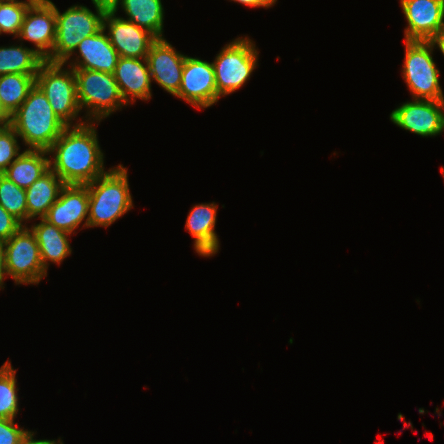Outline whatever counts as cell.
Segmentation results:
<instances>
[{"instance_id":"27","label":"cell","mask_w":444,"mask_h":444,"mask_svg":"<svg viewBox=\"0 0 444 444\" xmlns=\"http://www.w3.org/2000/svg\"><path fill=\"white\" fill-rule=\"evenodd\" d=\"M0 205L23 225L28 221L26 190L0 174Z\"/></svg>"},{"instance_id":"35","label":"cell","mask_w":444,"mask_h":444,"mask_svg":"<svg viewBox=\"0 0 444 444\" xmlns=\"http://www.w3.org/2000/svg\"><path fill=\"white\" fill-rule=\"evenodd\" d=\"M431 41L444 55V28Z\"/></svg>"},{"instance_id":"23","label":"cell","mask_w":444,"mask_h":444,"mask_svg":"<svg viewBox=\"0 0 444 444\" xmlns=\"http://www.w3.org/2000/svg\"><path fill=\"white\" fill-rule=\"evenodd\" d=\"M48 155V151L26 149L2 174L26 190L50 169Z\"/></svg>"},{"instance_id":"32","label":"cell","mask_w":444,"mask_h":444,"mask_svg":"<svg viewBox=\"0 0 444 444\" xmlns=\"http://www.w3.org/2000/svg\"><path fill=\"white\" fill-rule=\"evenodd\" d=\"M18 444H64L61 438L58 441L55 440H36L34 439V432L27 431V433L22 437Z\"/></svg>"},{"instance_id":"11","label":"cell","mask_w":444,"mask_h":444,"mask_svg":"<svg viewBox=\"0 0 444 444\" xmlns=\"http://www.w3.org/2000/svg\"><path fill=\"white\" fill-rule=\"evenodd\" d=\"M176 97L198 109L217 103L220 96L217 93L212 62L186 55L181 85Z\"/></svg>"},{"instance_id":"9","label":"cell","mask_w":444,"mask_h":444,"mask_svg":"<svg viewBox=\"0 0 444 444\" xmlns=\"http://www.w3.org/2000/svg\"><path fill=\"white\" fill-rule=\"evenodd\" d=\"M4 244L5 271L16 284H39L47 276L35 235L26 225Z\"/></svg>"},{"instance_id":"1","label":"cell","mask_w":444,"mask_h":444,"mask_svg":"<svg viewBox=\"0 0 444 444\" xmlns=\"http://www.w3.org/2000/svg\"><path fill=\"white\" fill-rule=\"evenodd\" d=\"M94 125L79 119L67 126L48 150L53 157L50 169L65 185H87L107 172Z\"/></svg>"},{"instance_id":"18","label":"cell","mask_w":444,"mask_h":444,"mask_svg":"<svg viewBox=\"0 0 444 444\" xmlns=\"http://www.w3.org/2000/svg\"><path fill=\"white\" fill-rule=\"evenodd\" d=\"M105 32L103 28L98 33L85 37L75 49L79 55L69 66L73 69H89L113 74L119 54Z\"/></svg>"},{"instance_id":"29","label":"cell","mask_w":444,"mask_h":444,"mask_svg":"<svg viewBox=\"0 0 444 444\" xmlns=\"http://www.w3.org/2000/svg\"><path fill=\"white\" fill-rule=\"evenodd\" d=\"M17 139L18 135L11 126L0 135V174L21 154Z\"/></svg>"},{"instance_id":"7","label":"cell","mask_w":444,"mask_h":444,"mask_svg":"<svg viewBox=\"0 0 444 444\" xmlns=\"http://www.w3.org/2000/svg\"><path fill=\"white\" fill-rule=\"evenodd\" d=\"M255 47L249 37H239L226 44L217 54L212 64L220 97L235 92L250 79L259 59Z\"/></svg>"},{"instance_id":"30","label":"cell","mask_w":444,"mask_h":444,"mask_svg":"<svg viewBox=\"0 0 444 444\" xmlns=\"http://www.w3.org/2000/svg\"><path fill=\"white\" fill-rule=\"evenodd\" d=\"M28 430H24L14 419H0V444H18Z\"/></svg>"},{"instance_id":"12","label":"cell","mask_w":444,"mask_h":444,"mask_svg":"<svg viewBox=\"0 0 444 444\" xmlns=\"http://www.w3.org/2000/svg\"><path fill=\"white\" fill-rule=\"evenodd\" d=\"M18 37L34 43L36 53L46 60L56 40L55 4L51 0L34 2L25 14Z\"/></svg>"},{"instance_id":"14","label":"cell","mask_w":444,"mask_h":444,"mask_svg":"<svg viewBox=\"0 0 444 444\" xmlns=\"http://www.w3.org/2000/svg\"><path fill=\"white\" fill-rule=\"evenodd\" d=\"M405 40L431 41L444 28V0H400Z\"/></svg>"},{"instance_id":"16","label":"cell","mask_w":444,"mask_h":444,"mask_svg":"<svg viewBox=\"0 0 444 444\" xmlns=\"http://www.w3.org/2000/svg\"><path fill=\"white\" fill-rule=\"evenodd\" d=\"M186 55L176 49L165 39H157L150 47L147 62L151 80L158 83L169 94H178Z\"/></svg>"},{"instance_id":"37","label":"cell","mask_w":444,"mask_h":444,"mask_svg":"<svg viewBox=\"0 0 444 444\" xmlns=\"http://www.w3.org/2000/svg\"><path fill=\"white\" fill-rule=\"evenodd\" d=\"M0 122H10V116L3 110L0 104Z\"/></svg>"},{"instance_id":"15","label":"cell","mask_w":444,"mask_h":444,"mask_svg":"<svg viewBox=\"0 0 444 444\" xmlns=\"http://www.w3.org/2000/svg\"><path fill=\"white\" fill-rule=\"evenodd\" d=\"M88 209V187L86 185H65L44 219L59 229L73 234V231L84 219L83 227H88Z\"/></svg>"},{"instance_id":"3","label":"cell","mask_w":444,"mask_h":444,"mask_svg":"<svg viewBox=\"0 0 444 444\" xmlns=\"http://www.w3.org/2000/svg\"><path fill=\"white\" fill-rule=\"evenodd\" d=\"M89 192L88 227H108L133 206L128 172L122 164L86 185Z\"/></svg>"},{"instance_id":"28","label":"cell","mask_w":444,"mask_h":444,"mask_svg":"<svg viewBox=\"0 0 444 444\" xmlns=\"http://www.w3.org/2000/svg\"><path fill=\"white\" fill-rule=\"evenodd\" d=\"M41 0H0V32L19 36L28 8Z\"/></svg>"},{"instance_id":"38","label":"cell","mask_w":444,"mask_h":444,"mask_svg":"<svg viewBox=\"0 0 444 444\" xmlns=\"http://www.w3.org/2000/svg\"><path fill=\"white\" fill-rule=\"evenodd\" d=\"M10 126V122H0V135Z\"/></svg>"},{"instance_id":"21","label":"cell","mask_w":444,"mask_h":444,"mask_svg":"<svg viewBox=\"0 0 444 444\" xmlns=\"http://www.w3.org/2000/svg\"><path fill=\"white\" fill-rule=\"evenodd\" d=\"M64 182L49 169L26 189L28 221L44 218L58 199Z\"/></svg>"},{"instance_id":"33","label":"cell","mask_w":444,"mask_h":444,"mask_svg":"<svg viewBox=\"0 0 444 444\" xmlns=\"http://www.w3.org/2000/svg\"><path fill=\"white\" fill-rule=\"evenodd\" d=\"M234 2L247 5L249 7H266L269 8L275 4L277 0H231Z\"/></svg>"},{"instance_id":"26","label":"cell","mask_w":444,"mask_h":444,"mask_svg":"<svg viewBox=\"0 0 444 444\" xmlns=\"http://www.w3.org/2000/svg\"><path fill=\"white\" fill-rule=\"evenodd\" d=\"M8 361L0 367V419H15L19 410L17 370Z\"/></svg>"},{"instance_id":"5","label":"cell","mask_w":444,"mask_h":444,"mask_svg":"<svg viewBox=\"0 0 444 444\" xmlns=\"http://www.w3.org/2000/svg\"><path fill=\"white\" fill-rule=\"evenodd\" d=\"M73 70L79 107L81 110L84 108L87 110L86 121L96 120L99 123L114 111L120 110L124 105L127 106L112 73L89 69Z\"/></svg>"},{"instance_id":"19","label":"cell","mask_w":444,"mask_h":444,"mask_svg":"<svg viewBox=\"0 0 444 444\" xmlns=\"http://www.w3.org/2000/svg\"><path fill=\"white\" fill-rule=\"evenodd\" d=\"M198 204L189 212L185 228L194 238L195 251L204 257L213 256L219 250L215 230L217 204Z\"/></svg>"},{"instance_id":"22","label":"cell","mask_w":444,"mask_h":444,"mask_svg":"<svg viewBox=\"0 0 444 444\" xmlns=\"http://www.w3.org/2000/svg\"><path fill=\"white\" fill-rule=\"evenodd\" d=\"M119 5L128 16L127 19H123L147 30L157 39L164 38V8L161 0H120L112 9L115 13Z\"/></svg>"},{"instance_id":"31","label":"cell","mask_w":444,"mask_h":444,"mask_svg":"<svg viewBox=\"0 0 444 444\" xmlns=\"http://www.w3.org/2000/svg\"><path fill=\"white\" fill-rule=\"evenodd\" d=\"M23 224L0 205V240L12 237Z\"/></svg>"},{"instance_id":"17","label":"cell","mask_w":444,"mask_h":444,"mask_svg":"<svg viewBox=\"0 0 444 444\" xmlns=\"http://www.w3.org/2000/svg\"><path fill=\"white\" fill-rule=\"evenodd\" d=\"M114 78L126 104L135 99L149 100L151 94V75L146 58L119 57L114 70Z\"/></svg>"},{"instance_id":"6","label":"cell","mask_w":444,"mask_h":444,"mask_svg":"<svg viewBox=\"0 0 444 444\" xmlns=\"http://www.w3.org/2000/svg\"><path fill=\"white\" fill-rule=\"evenodd\" d=\"M434 48L432 41L405 40L402 75L413 99L444 100L440 70L432 56Z\"/></svg>"},{"instance_id":"10","label":"cell","mask_w":444,"mask_h":444,"mask_svg":"<svg viewBox=\"0 0 444 444\" xmlns=\"http://www.w3.org/2000/svg\"><path fill=\"white\" fill-rule=\"evenodd\" d=\"M444 100L412 99L390 114L398 127L422 137L439 135L444 131Z\"/></svg>"},{"instance_id":"8","label":"cell","mask_w":444,"mask_h":444,"mask_svg":"<svg viewBox=\"0 0 444 444\" xmlns=\"http://www.w3.org/2000/svg\"><path fill=\"white\" fill-rule=\"evenodd\" d=\"M63 66V63L44 61L36 74V85L45 94L60 120L66 126H72V121L76 120L81 109L77 100L74 70Z\"/></svg>"},{"instance_id":"36","label":"cell","mask_w":444,"mask_h":444,"mask_svg":"<svg viewBox=\"0 0 444 444\" xmlns=\"http://www.w3.org/2000/svg\"><path fill=\"white\" fill-rule=\"evenodd\" d=\"M93 4L112 10L120 0H91Z\"/></svg>"},{"instance_id":"25","label":"cell","mask_w":444,"mask_h":444,"mask_svg":"<svg viewBox=\"0 0 444 444\" xmlns=\"http://www.w3.org/2000/svg\"><path fill=\"white\" fill-rule=\"evenodd\" d=\"M36 84V74L0 75V104L11 116L25 101L29 91Z\"/></svg>"},{"instance_id":"4","label":"cell","mask_w":444,"mask_h":444,"mask_svg":"<svg viewBox=\"0 0 444 444\" xmlns=\"http://www.w3.org/2000/svg\"><path fill=\"white\" fill-rule=\"evenodd\" d=\"M96 13L83 5H73L60 13L55 6L56 40L51 55L45 60L67 64L76 47L85 38L103 29V20L108 9L95 5Z\"/></svg>"},{"instance_id":"13","label":"cell","mask_w":444,"mask_h":444,"mask_svg":"<svg viewBox=\"0 0 444 444\" xmlns=\"http://www.w3.org/2000/svg\"><path fill=\"white\" fill-rule=\"evenodd\" d=\"M117 13L107 10L103 20V28L108 30L111 45L115 48L119 57L147 58L151 45L157 38L147 30L136 24L116 17Z\"/></svg>"},{"instance_id":"34","label":"cell","mask_w":444,"mask_h":444,"mask_svg":"<svg viewBox=\"0 0 444 444\" xmlns=\"http://www.w3.org/2000/svg\"><path fill=\"white\" fill-rule=\"evenodd\" d=\"M5 271V244L4 241L0 240V289L4 288V281L6 277ZM3 287V288H2Z\"/></svg>"},{"instance_id":"24","label":"cell","mask_w":444,"mask_h":444,"mask_svg":"<svg viewBox=\"0 0 444 444\" xmlns=\"http://www.w3.org/2000/svg\"><path fill=\"white\" fill-rule=\"evenodd\" d=\"M45 60L22 45L0 47V75L4 74H37L40 65Z\"/></svg>"},{"instance_id":"20","label":"cell","mask_w":444,"mask_h":444,"mask_svg":"<svg viewBox=\"0 0 444 444\" xmlns=\"http://www.w3.org/2000/svg\"><path fill=\"white\" fill-rule=\"evenodd\" d=\"M38 224L30 227L34 233L39 246L40 258L45 271L47 272L49 262L58 265L71 254L72 248L69 243L70 233L59 229L53 224L41 218Z\"/></svg>"},{"instance_id":"2","label":"cell","mask_w":444,"mask_h":444,"mask_svg":"<svg viewBox=\"0 0 444 444\" xmlns=\"http://www.w3.org/2000/svg\"><path fill=\"white\" fill-rule=\"evenodd\" d=\"M10 126L27 149L48 151L67 127L54 113L48 99L35 84L27 98L10 116Z\"/></svg>"}]
</instances>
